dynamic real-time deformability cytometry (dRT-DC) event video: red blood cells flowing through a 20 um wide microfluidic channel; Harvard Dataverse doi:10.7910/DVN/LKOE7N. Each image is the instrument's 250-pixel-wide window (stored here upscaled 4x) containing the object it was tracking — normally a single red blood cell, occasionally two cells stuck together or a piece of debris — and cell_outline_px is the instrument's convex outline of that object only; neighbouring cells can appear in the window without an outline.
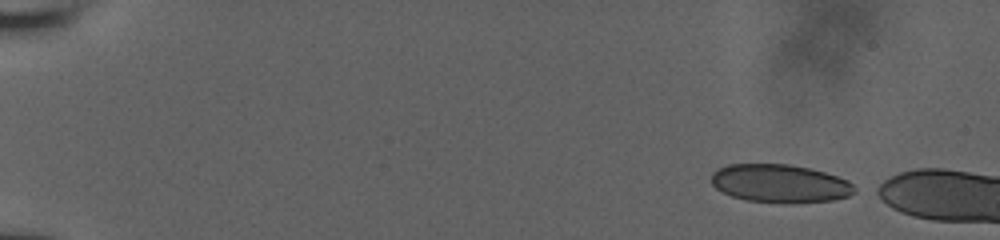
{"species": "human", "species_latin": "Homo sapiens", "temperature_condition": "room temperature", "stored_images_in_passage": 3, "camera_frame_rate_fps": 3000, "um_per_image_px": 0.085, "donor": {"sex": "male"}, "frame": {"image": 1, "passage_image": 1, "time_ms": 0.0, "image_size_px": [1000, 240], "cell_outline_px": [[860, 188], [856, 192], [848, 196], [832, 200], [792, 204], [784, 204], [748, 200], [732, 196], [716, 188], [712, 184], [712, 172], [716, 168], [728, 164], [788, 164], [808, 168], [824, 172], [848, 180]], "centroid_in_image_um": [66.33, 15.6], "position_along_channel_um": 18.7, "area_um2": 32.25}}